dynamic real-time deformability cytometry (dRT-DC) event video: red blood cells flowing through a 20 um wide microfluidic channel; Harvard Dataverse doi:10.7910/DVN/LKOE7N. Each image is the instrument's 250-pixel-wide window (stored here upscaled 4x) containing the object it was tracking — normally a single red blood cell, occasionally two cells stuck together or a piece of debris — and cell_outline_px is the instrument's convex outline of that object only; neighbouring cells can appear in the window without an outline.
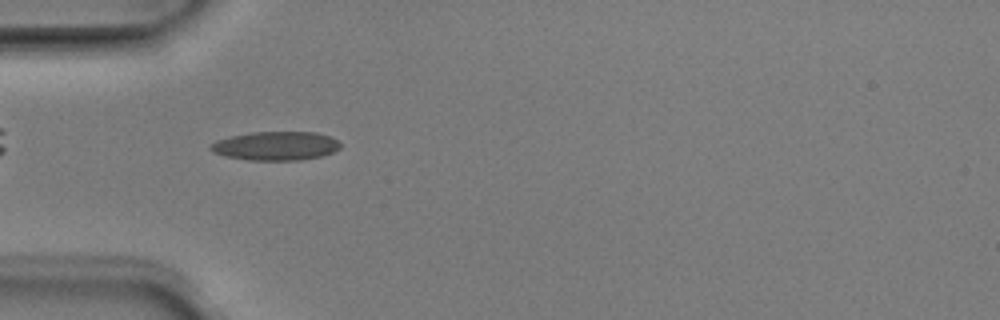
{"species": "Egyptian fruit bat (a non-hibernating species)", "species_latin": "Rousettus aegyptiacus", "temperature_condition": "room temperature", "stored_images_in_passage": 38, "camera_frame_rate_fps": 3000, "um_per_image_px": 0.085, "animal": {"sex": "male"}, "frame": {"image": 1, "passage_image": 3, "time_ms": 0.667, "image_size_px": [1000, 320], "cell_outline_px": [[340, 148], [332, 152], [320, 156], [300, 160], [248, 160], [224, 156], [212, 152], [208, 148], [208, 144], [216, 140], [232, 136], [252, 132], [316, 132], [328, 136], [336, 140], [340, 144]], "centroid_in_image_um": [23.38, 12.4], "position_along_channel_um": 61.6, "area_um2": 21.79}}
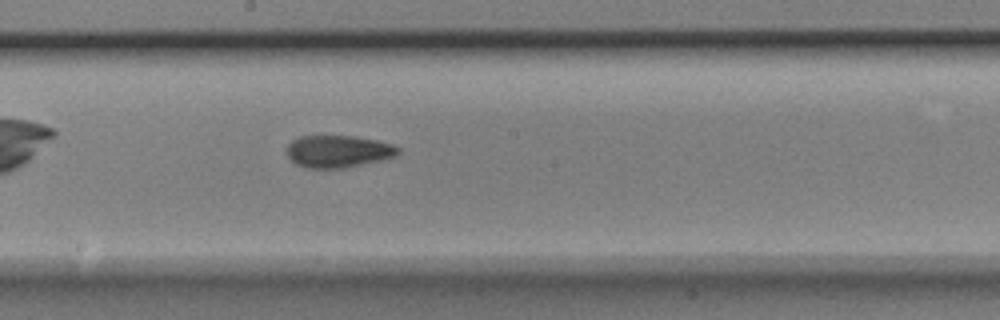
{"frame": {"image": 2, "passage_image": 15, "time_ms": 4.667, "image_size_px": [1000, 320], "cell_outline_px": [[400, 152], [396, 156], [380, 160], [344, 168], [308, 168], [296, 164], [288, 156], [288, 144], [292, 140], [300, 136], [352, 136], [376, 140], [392, 144], [400, 148]], "centroid_in_image_um": [28.76, 12.86], "position_along_channel_um": 219.4, "area_um2": 20.75}}
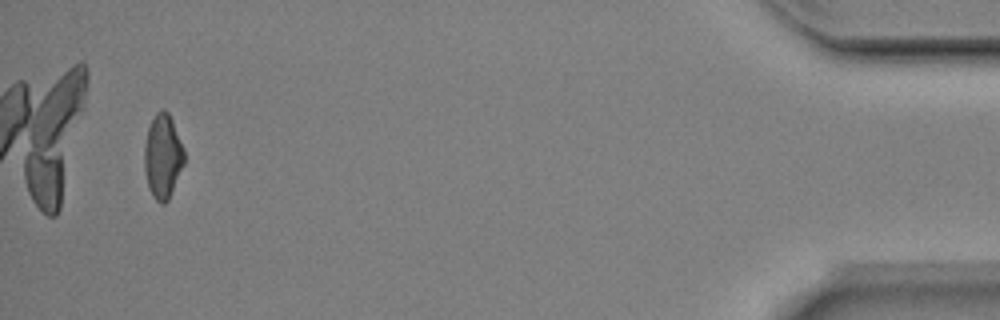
{"frame": {"image": 3, "passage_image": 36, "time_ms": 11.667, "image_size_px": [1000, 320], "cell_outline_px": [[184, 164], [168, 200], [164, 204], [160, 204], [152, 196], [148, 188], [144, 168], [144, 144], [148, 128], [156, 112], [164, 108], [168, 112], [172, 120], [184, 148]], "centroid_in_image_um": [13.82, 13.3], "position_along_channel_um": 421.4, "area_um2": 19.65}, "authors_computed_cell_mechanics": {"area_um2": 20.4034, "velocity_mm_per_s": 3.9943, "shape_relaxation_time_tau1_ms": 6.9043, "shape_relaxation_time_tau2_ms": 3.6673, "deformation_change_tau1": 0.184, "deformation_change_tau2": 0.1097}}